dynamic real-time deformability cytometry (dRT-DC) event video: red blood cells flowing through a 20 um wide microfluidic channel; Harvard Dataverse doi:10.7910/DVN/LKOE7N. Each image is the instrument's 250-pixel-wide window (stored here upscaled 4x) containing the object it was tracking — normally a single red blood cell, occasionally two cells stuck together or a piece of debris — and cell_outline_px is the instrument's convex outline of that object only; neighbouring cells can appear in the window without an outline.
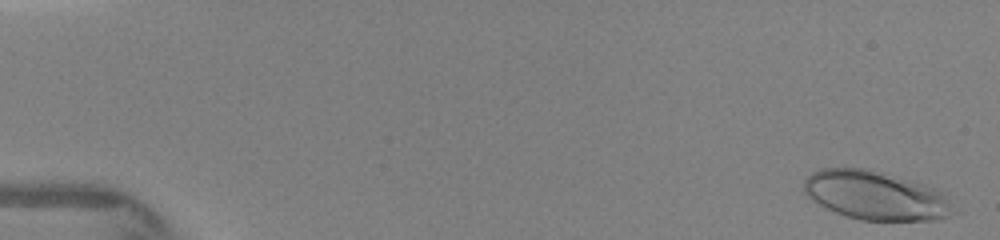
{"species": "human", "species_latin": "Homo sapiens", "temperature_condition": "warm", "stored_images_in_passage": 17, "camera_frame_rate_fps": 3000, "um_per_image_px": 0.085, "donor": {"sex": "female"}, "frame": {"image": 1, "passage_image": 1, "time_ms": 0.0, "image_size_px": [1000, 240], "cell_outline_px": [[964, 212], [940, 220], [860, 220], [836, 212], [812, 200], [804, 192], [804, 180], [812, 172], [820, 168], [864, 168], [884, 172], [924, 184], [936, 188], [960, 208]], "centroid_in_image_um": [74.55, 16.63], "position_along_channel_um": 10.4, "area_um2": 43.18}}